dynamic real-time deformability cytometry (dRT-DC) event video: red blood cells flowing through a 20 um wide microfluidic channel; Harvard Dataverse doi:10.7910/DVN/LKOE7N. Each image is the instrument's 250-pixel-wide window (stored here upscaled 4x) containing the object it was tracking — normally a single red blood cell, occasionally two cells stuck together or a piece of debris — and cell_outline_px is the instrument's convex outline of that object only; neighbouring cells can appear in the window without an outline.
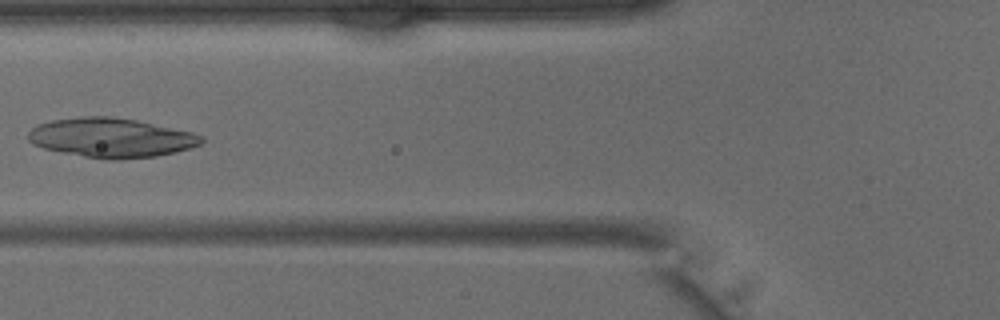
{"species": "common noctule bat (a hibernating species)", "species_latin": "Nyctalus noctula", "temperature_condition": "warm", "stored_images_in_passage": 41, "camera_frame_rate_fps": 3000, "um_per_image_px": 0.085, "animal": {"sex": "male", "body_mass_g": 15.6}, "frame": {"image": 1, "passage_image": 16, "time_ms": 5.0, "image_size_px": [1000, 320], "cell_outline_px": [[204, 140], [200, 144], [176, 152], [156, 156], [120, 160], [104, 160], [44, 148], [32, 144], [28, 140], [28, 132], [32, 128], [40, 124], [52, 120], [84, 116], [112, 116], [136, 120], [192, 132], [204, 136]], "centroid_in_image_um": [9.46, 11.71], "position_along_channel_um": 116.3, "area_um2": 39.71}}
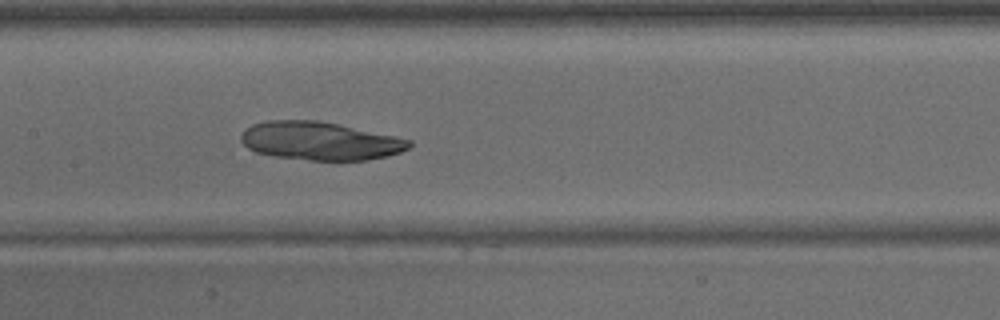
{"frame": {"image": 2, "passage_image": 20, "time_ms": 6.333, "image_size_px": [1000, 320], "cell_outline_px": [[412, 144], [408, 148], [400, 152], [388, 156], [364, 160], [336, 164], [276, 156], [256, 152], [248, 148], [240, 140], [240, 136], [244, 128], [252, 124], [268, 120], [316, 120], [396, 136], [412, 140]], "centroid_in_image_um": [27.2, 12.02], "position_along_channel_um": 180.2, "area_um2": 38.26}}
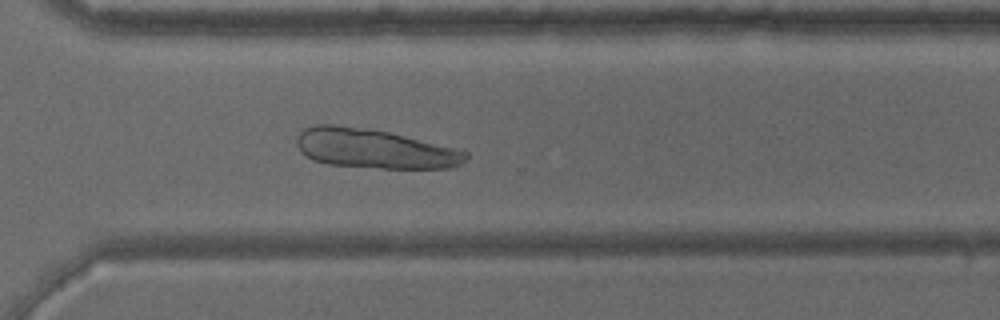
{"frame": {"image": 3, "passage_image": 30, "time_ms": 9.667, "image_size_px": [1000, 320], "cell_outline_px": [[468, 156], [456, 168], [380, 168], [328, 164], [312, 160], [300, 152], [296, 144], [296, 136], [304, 128], [316, 124], [336, 124], [372, 128], [456, 148], [468, 152]], "centroid_in_image_um": [31.78, 12.62], "position_along_channel_um": 338.8, "area_um2": 39.19}}